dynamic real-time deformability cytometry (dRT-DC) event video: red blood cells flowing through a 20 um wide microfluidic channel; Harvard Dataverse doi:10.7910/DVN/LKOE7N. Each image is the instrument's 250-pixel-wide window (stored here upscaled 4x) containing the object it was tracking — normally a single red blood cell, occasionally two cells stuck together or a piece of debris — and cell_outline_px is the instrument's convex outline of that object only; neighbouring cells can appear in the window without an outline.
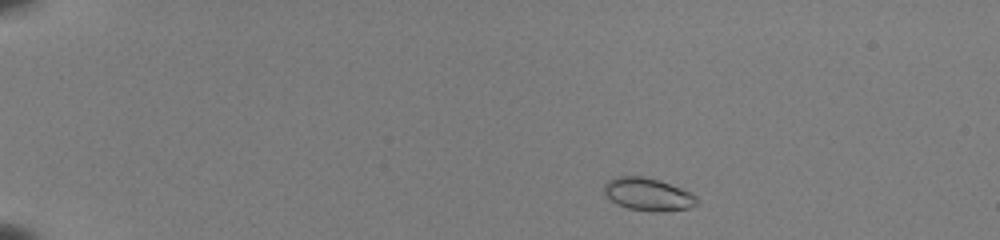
{"species": "common noctule bat (a hibernating species)", "species_latin": "Nyctalus noctula", "temperature_condition": "room temperature", "stored_images_in_passage": 47, "camera_frame_rate_fps": 3000, "um_per_image_px": 0.085, "animal": {"sex": "female", "body_mass_g": 22.0, "forearm_length_mm": 56.7}, "frame": {"image": 1, "passage_image": 4, "time_ms": 1.0, "image_size_px": [1000, 240], "cell_outline_px": [[700, 200], [696, 204], [688, 208], [664, 212], [652, 212], [628, 208], [616, 204], [604, 192], [604, 184], [608, 180], [616, 176], [644, 176], [660, 180], [692, 192]], "centroid_in_image_um": [55.11, 16.51], "position_along_channel_um": 29.9, "area_um2": 17.92}}
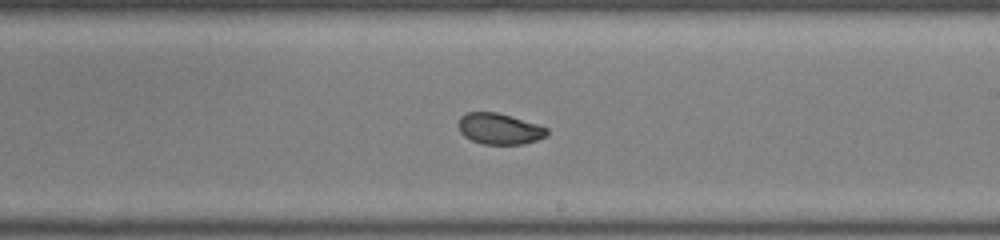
{"frame": {"image": 2, "passage_image": 28, "time_ms": 9.0, "image_size_px": [1000, 240], "cell_outline_px": [[548, 136], [524, 144], [484, 144], [472, 140], [464, 136], [460, 132], [460, 116], [468, 112], [496, 112], [512, 116], [548, 128]], "centroid_in_image_um": [42.48, 10.95], "position_along_channel_um": 246.5, "area_um2": 15.9}}
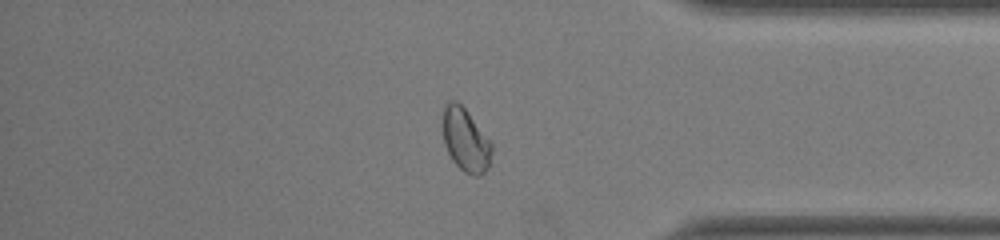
{"frame": {"image": 3, "passage_image": 40, "time_ms": 13.0, "image_size_px": [1000, 240], "cell_outline_px": [[492, 152], [488, 168], [480, 176], [472, 176], [464, 172], [452, 160], [444, 144], [444, 108], [448, 100], [456, 100], [468, 112], [492, 144]], "centroid_in_image_um": [39.59, 11.93], "position_along_channel_um": 395.6, "area_um2": 17.8}, "authors_computed_cell_mechanics": {"area_um2": 17.1666, "velocity_mm_per_s": 3.9681, "shape_relaxation_time_tau1_ms": 10.8227, "shape_relaxation_time_tau2_ms": 0.8371, "deformation_change_tau1": 0.2353, "deformation_change_tau2": 0.0423}}